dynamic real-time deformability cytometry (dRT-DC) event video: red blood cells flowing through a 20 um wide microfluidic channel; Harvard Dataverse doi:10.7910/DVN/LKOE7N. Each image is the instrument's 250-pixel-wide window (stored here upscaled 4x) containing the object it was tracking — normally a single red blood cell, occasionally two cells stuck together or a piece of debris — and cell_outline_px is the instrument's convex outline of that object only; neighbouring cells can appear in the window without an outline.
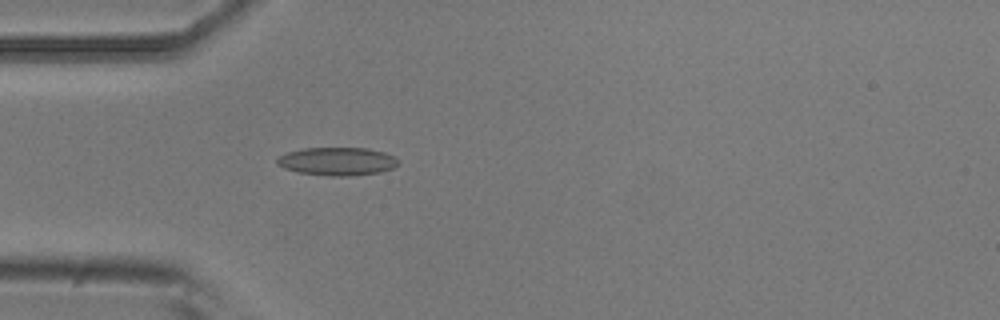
{"species": "common noctule bat (a hibernating species)", "species_latin": "Nyctalus noctula", "temperature_condition": "room temperature", "stored_images_in_passage": 4, "camera_frame_rate_fps": 3000, "um_per_image_px": 0.085, "animal": {"sex": "male", "body_mass_g": 20.5, "forearm_length_mm": 52.5}, "frame": {"image": 1, "passage_image": 4, "time_ms": 1.0, "image_size_px": [1000, 320], "cell_outline_px": [[400, 160], [392, 168], [380, 172], [348, 176], [332, 176], [300, 172], [284, 168], [276, 164], [276, 160], [280, 156], [288, 152], [304, 148], [368, 148], [384, 152]], "centroid_in_image_um": [28.66, 13.71], "position_along_channel_um": 56.3, "area_um2": 19.65}}